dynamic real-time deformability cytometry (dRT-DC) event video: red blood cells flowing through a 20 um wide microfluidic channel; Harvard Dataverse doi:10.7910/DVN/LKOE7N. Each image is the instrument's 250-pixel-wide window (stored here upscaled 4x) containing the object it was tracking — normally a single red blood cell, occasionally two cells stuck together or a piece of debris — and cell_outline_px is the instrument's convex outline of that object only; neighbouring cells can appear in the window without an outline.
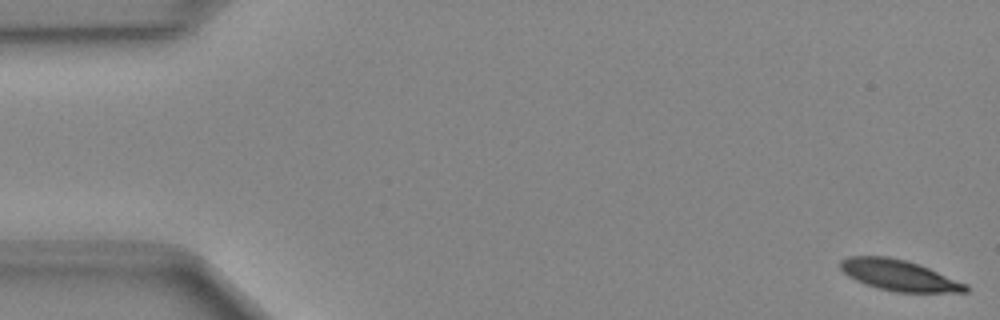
{"species": "Egyptian fruit bat (a non-hibernating species)", "species_latin": "Rousettus aegyptiacus", "temperature_condition": "cold", "stored_images_in_passage": 49, "camera_frame_rate_fps": 3000, "um_per_image_px": 0.085, "animal": {"sex": "female"}, "frame": {"image": 1, "passage_image": 1, "time_ms": 0.0, "image_size_px": [1000, 320], "cell_outline_px": [[968, 292], [896, 292], [864, 284], [848, 276], [840, 268], [840, 260], [848, 256], [888, 256], [904, 260], [928, 268], [968, 284]], "centroid_in_image_um": [76.4, 23.4], "position_along_channel_um": 8.6, "area_um2": 22.31}}
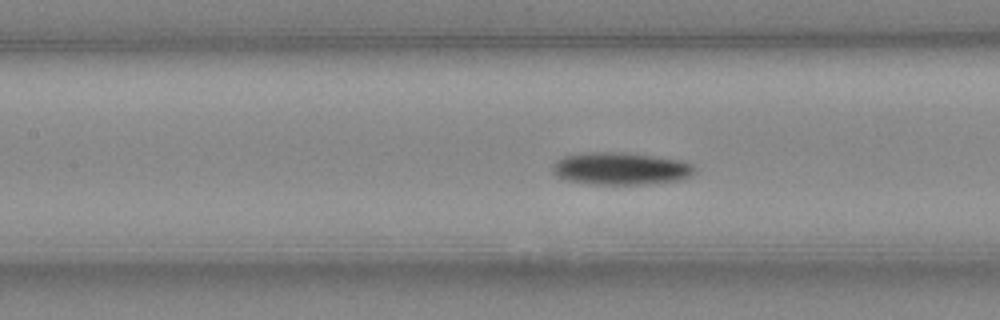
{"frame": {"image": 2, "passage_image": 22, "time_ms": 7.0, "image_size_px": [1000, 320], "cell_outline_px": [[696, 172], [680, 180], [648, 184], [592, 184], [564, 180], [556, 176], [552, 172], [552, 164], [556, 160], [564, 156], [588, 152], [628, 152], [680, 160], [692, 164], [696, 168]], "centroid_in_image_um": [52.73, 14.33], "position_along_channel_um": 154.7, "area_um2": 27.11}}
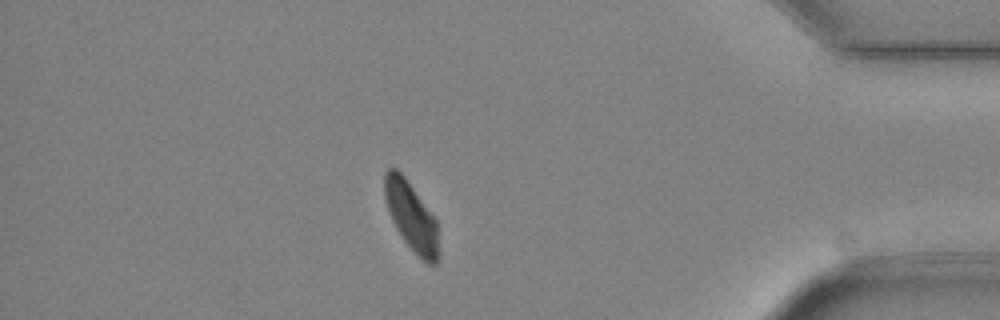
{"frame": {"image": 3, "passage_image": 43, "time_ms": 14.0, "image_size_px": [1000, 320], "cell_outline_px": [[436, 264], [428, 264], [404, 240], [396, 228], [392, 220], [384, 196], [384, 172], [388, 168], [396, 168], [404, 176], [436, 220]], "centroid_in_image_um": [34.9, 18.31], "position_along_channel_um": 400.3, "area_um2": 20.63}}